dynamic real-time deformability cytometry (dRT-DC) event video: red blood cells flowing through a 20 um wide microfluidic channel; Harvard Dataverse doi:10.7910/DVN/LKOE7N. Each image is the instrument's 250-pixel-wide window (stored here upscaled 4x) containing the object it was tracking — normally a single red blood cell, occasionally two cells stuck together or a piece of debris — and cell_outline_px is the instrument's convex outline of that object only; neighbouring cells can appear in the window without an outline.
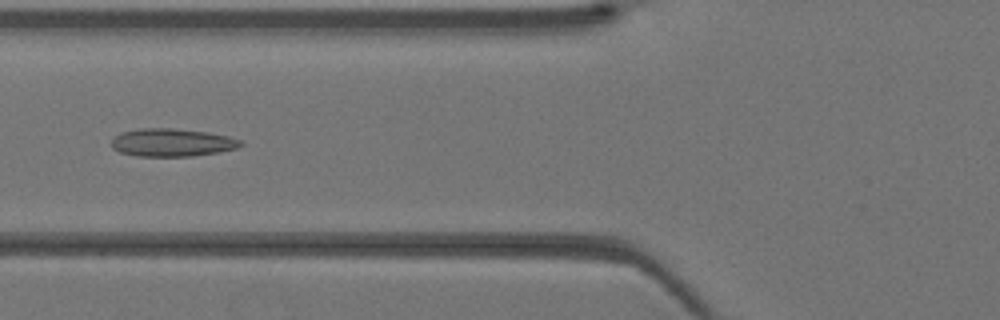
{"species": "Egyptian fruit bat (a non-hibernating species)", "species_latin": "Rousettus aegyptiacus", "temperature_condition": "warm", "stored_images_in_passage": 28, "camera_frame_rate_fps": 3000, "um_per_image_px": 0.085, "animal": {"sex": "female"}, "frame": {"image": 1, "passage_image": 3, "time_ms": 0.667, "image_size_px": [1000, 320], "cell_outline_px": [[244, 144], [236, 148], [216, 152], [192, 156], [136, 156], [120, 152], [112, 148], [112, 140], [120, 132], [140, 128], [172, 128], [208, 132], [228, 136], [240, 140]], "centroid_in_image_um": [14.6, 12.11], "position_along_channel_um": 111.2, "area_um2": 20.92}}
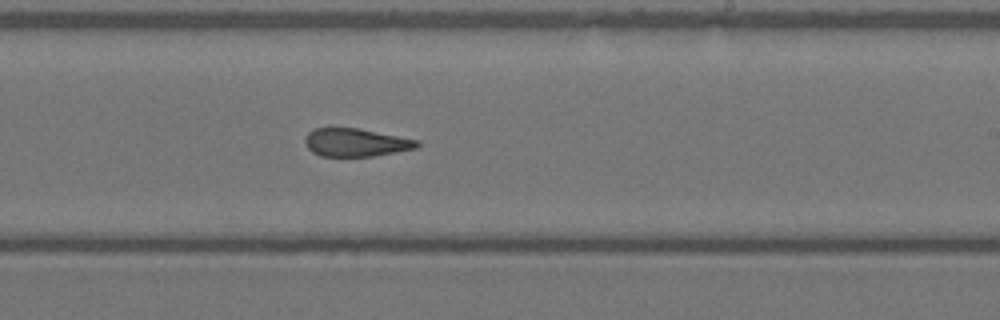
{"frame": {"image": 2, "passage_image": 12, "time_ms": 3.667, "image_size_px": [1000, 320], "cell_outline_px": [[420, 144], [416, 148], [372, 156], [320, 156], [312, 152], [308, 148], [304, 140], [308, 132], [316, 128], [356, 128], [420, 140]], "centroid_in_image_um": [30.23, 12.11], "position_along_channel_um": 258.8, "area_um2": 18.15}}
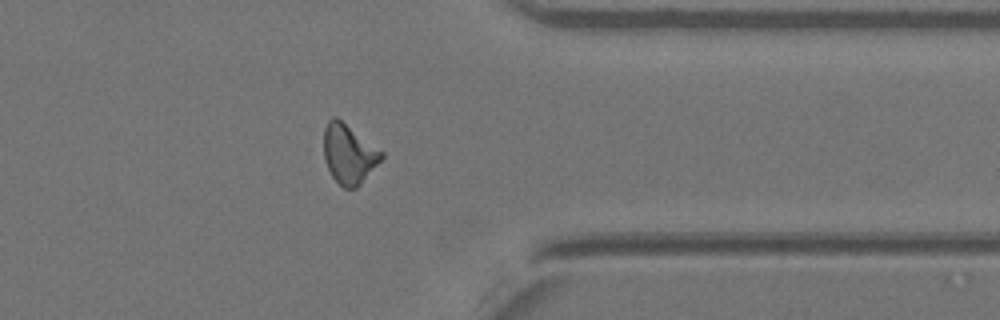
{"frame": {"image": 3, "passage_image": 20, "time_ms": 6.333, "image_size_px": [1000, 320], "cell_outline_px": [[384, 156], [360, 184], [356, 188], [344, 188], [332, 176], [324, 160], [324, 128], [328, 120], [332, 116], [336, 116], [384, 152]], "centroid_in_image_um": [29.64, 13.06], "position_along_channel_um": 381.8, "area_um2": 19.83}}